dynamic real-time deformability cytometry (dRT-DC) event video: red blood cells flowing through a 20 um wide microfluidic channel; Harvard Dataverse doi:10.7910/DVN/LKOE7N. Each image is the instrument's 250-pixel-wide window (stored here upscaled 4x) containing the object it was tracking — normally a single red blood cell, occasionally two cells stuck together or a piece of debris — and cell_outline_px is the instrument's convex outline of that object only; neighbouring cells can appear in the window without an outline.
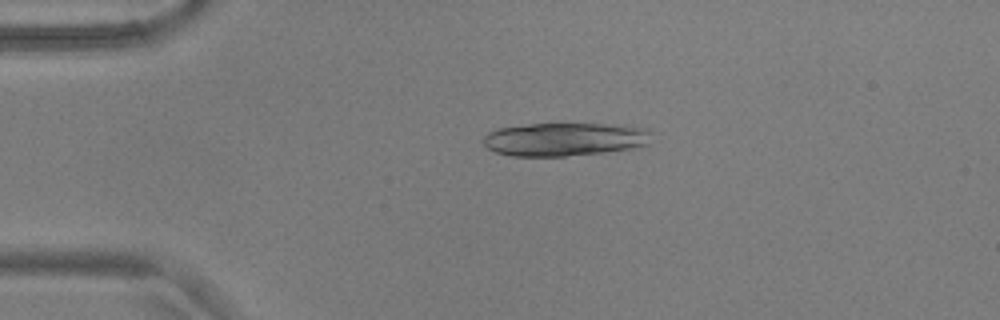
{"species": "common noctule bat (a hibernating species)", "species_latin": "Nyctalus noctula", "temperature_condition": "warm", "stored_images_in_passage": 53, "camera_frame_rate_fps": 3000, "um_per_image_px": 0.085, "animal": {"sex": "male", "body_mass_g": 17.9, "forearm_length_mm": 54.2}, "frame": {"image": 1, "passage_image": 11, "time_ms": 3.333, "image_size_px": [1000, 320], "cell_outline_px": [[652, 132], [648, 144], [628, 148], [604, 152], [564, 156], [512, 156], [496, 152], [488, 148], [484, 144], [484, 136], [488, 132], [496, 128], [528, 124], [604, 124], [648, 128]], "centroid_in_image_um": [47.96, 11.83], "position_along_channel_um": 37.0, "area_um2": 32.48}}